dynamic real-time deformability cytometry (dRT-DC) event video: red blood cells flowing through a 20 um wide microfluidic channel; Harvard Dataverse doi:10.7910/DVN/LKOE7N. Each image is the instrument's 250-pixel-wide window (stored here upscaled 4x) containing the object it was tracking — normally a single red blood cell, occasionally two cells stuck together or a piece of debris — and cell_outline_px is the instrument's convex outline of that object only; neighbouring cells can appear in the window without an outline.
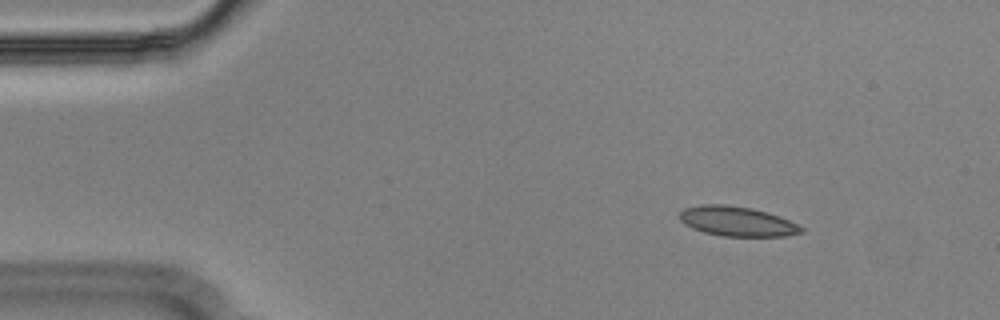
{"species": "Egyptian fruit bat (a non-hibernating species)", "species_latin": "Rousettus aegyptiacus", "temperature_condition": "cold", "stored_images_in_passage": 15, "camera_frame_rate_fps": 3000, "um_per_image_px": 0.085, "animal": {"sex": "male"}, "frame": {"image": 1, "passage_image": 7, "time_ms": 2.0, "image_size_px": [1000, 320], "cell_outline_px": [[804, 232], [788, 236], [724, 236], [704, 232], [692, 228], [684, 224], [680, 220], [680, 212], [684, 208], [700, 204], [724, 204], [752, 208], [768, 212], [780, 216], [800, 224], [804, 228]], "centroid_in_image_um": [62.69, 18.81], "position_along_channel_um": 22.3, "area_um2": 21.33}}